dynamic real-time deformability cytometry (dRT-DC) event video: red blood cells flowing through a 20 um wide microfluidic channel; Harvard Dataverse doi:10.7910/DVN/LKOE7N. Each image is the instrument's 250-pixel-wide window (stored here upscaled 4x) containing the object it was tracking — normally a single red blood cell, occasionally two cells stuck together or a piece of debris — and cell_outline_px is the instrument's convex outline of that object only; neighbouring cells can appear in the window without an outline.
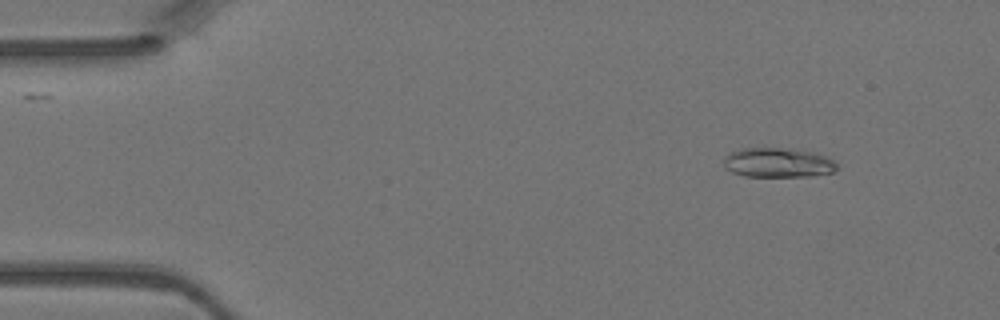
{"species": "Egyptian fruit bat (a non-hibernating species)", "species_latin": "Rousettus aegyptiacus", "temperature_condition": "warm", "stored_images_in_passage": 3, "camera_frame_rate_fps": 3000, "um_per_image_px": 0.085, "animal": {"sex": "female"}, "frame": {"image": 1, "passage_image": 2, "time_ms": 0.333, "image_size_px": [1000, 320], "cell_outline_px": [[840, 168], [832, 172], [812, 176], [744, 176], [732, 172], [724, 168], [724, 156], [728, 152], [740, 148], [780, 148], [812, 152], [824, 156], [832, 160]], "centroid_in_image_um": [66.07, 13.83], "position_along_channel_um": 18.9, "area_um2": 19.48}}